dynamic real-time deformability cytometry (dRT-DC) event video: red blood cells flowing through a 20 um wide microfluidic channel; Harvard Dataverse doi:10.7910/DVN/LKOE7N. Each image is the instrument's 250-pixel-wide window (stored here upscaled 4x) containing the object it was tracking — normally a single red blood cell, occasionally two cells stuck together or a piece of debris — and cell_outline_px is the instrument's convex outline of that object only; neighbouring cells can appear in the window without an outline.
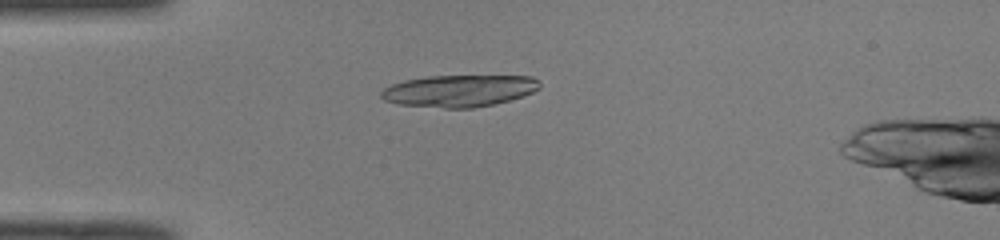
{"species": "common noctule bat (a hibernating species)", "species_latin": "Nyctalus noctula", "temperature_condition": "room temperature", "stored_images_in_passage": 37, "camera_frame_rate_fps": 3000, "um_per_image_px": 0.085, "animal": {"sex": "male", "body_mass_g": 19.0, "forearm_length_mm": 50.8}, "frame": {"image": 1, "passage_image": 1, "time_ms": 0.0, "image_size_px": [1000, 240], "cell_outline_px": [[540, 88], [524, 96], [492, 104], [472, 108], [444, 108], [400, 104], [384, 100], [380, 96], [380, 92], [384, 88], [392, 84], [404, 80], [428, 76], [532, 76], [540, 80]], "centroid_in_image_um": [39.03, 7.71], "position_along_channel_um": 46.0, "area_um2": 29.42}}